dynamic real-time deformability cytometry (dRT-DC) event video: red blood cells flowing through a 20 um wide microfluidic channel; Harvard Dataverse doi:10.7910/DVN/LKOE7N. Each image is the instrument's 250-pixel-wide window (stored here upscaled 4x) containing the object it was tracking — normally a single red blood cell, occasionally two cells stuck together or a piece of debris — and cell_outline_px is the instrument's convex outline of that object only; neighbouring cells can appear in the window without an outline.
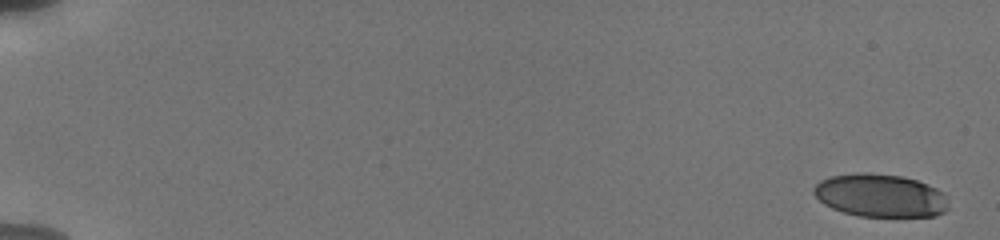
{"species": "human", "species_latin": "Homo sapiens", "temperature_condition": "cold", "stored_images_in_passage": 14, "camera_frame_rate_fps": 3000, "um_per_image_px": 0.085, "donor": {"sex": "male"}, "frame": {"image": 1, "passage_image": 1, "time_ms": 0.0, "image_size_px": [1000, 240], "cell_outline_px": [[948, 208], [944, 212], [936, 216], [860, 216], [844, 212], [832, 208], [824, 204], [812, 192], [812, 188], [820, 180], [832, 176], [856, 172], [864, 172], [904, 176], [916, 180], [936, 188], [944, 192]], "centroid_in_image_um": [74.81, 16.61], "position_along_channel_um": 10.2, "area_um2": 33.81}}
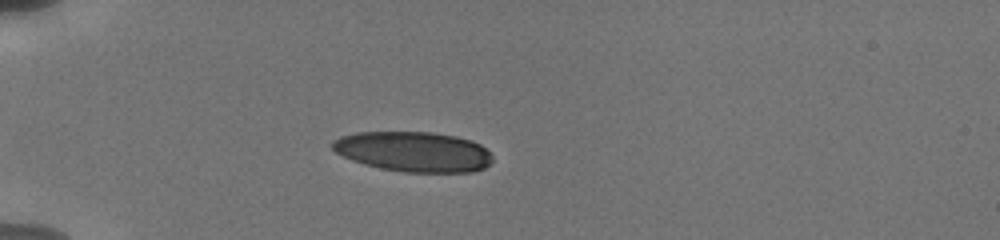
{"frame": {"image": 2, "passage_image": 10, "time_ms": 5.333, "image_size_px": [1000, 240], "cell_outline_px": [[492, 160], [484, 168], [472, 172], [404, 172], [380, 168], [364, 164], [352, 160], [336, 152], [332, 148], [332, 140], [340, 136], [356, 132], [432, 132], [456, 136], [472, 140], [480, 144], [492, 156]], "centroid_in_image_um": [35.14, 12.88], "position_along_channel_um": 49.9, "area_um2": 37.45}}
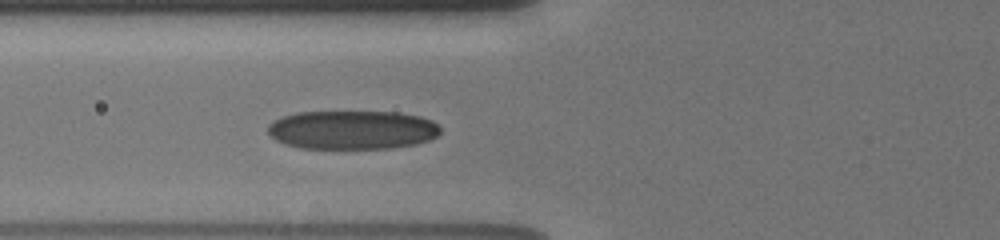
{"frame": {"image": 3, "passage_image": 14, "time_ms": 7.333, "image_size_px": [1000, 240], "cell_outline_px": [[440, 132], [436, 136], [428, 140], [416, 144], [392, 148], [300, 148], [284, 144], [276, 140], [268, 132], [268, 124], [272, 120], [296, 112], [396, 112], [420, 116], [432, 120], [440, 128]], "centroid_in_image_um": [29.93, 11.04], "position_along_channel_um": 95.9, "area_um2": 39.07}}